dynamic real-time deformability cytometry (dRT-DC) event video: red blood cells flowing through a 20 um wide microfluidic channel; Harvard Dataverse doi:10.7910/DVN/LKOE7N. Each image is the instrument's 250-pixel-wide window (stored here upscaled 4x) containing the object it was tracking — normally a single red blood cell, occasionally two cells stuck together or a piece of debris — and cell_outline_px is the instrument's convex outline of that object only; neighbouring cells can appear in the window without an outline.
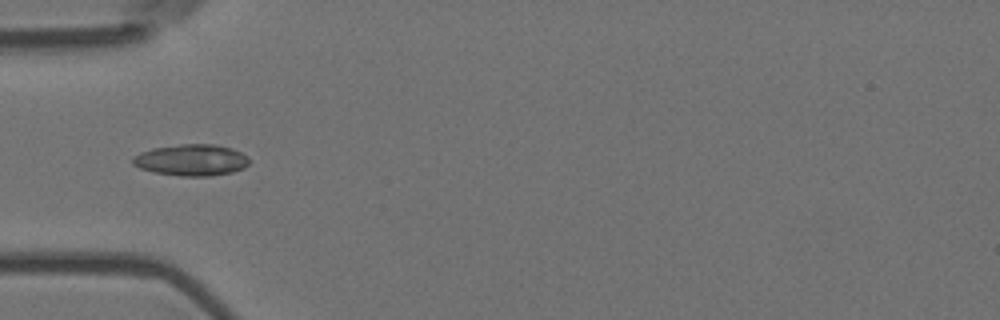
{"species": "Egyptian fruit bat (a non-hibernating species)", "species_latin": "Rousettus aegyptiacus", "temperature_condition": "room temperature", "stored_images_in_passage": 8, "camera_frame_rate_fps": 3000, "um_per_image_px": 0.085, "animal": {"sex": "female"}, "frame": {"image": 1, "passage_image": 4, "time_ms": 1.0, "image_size_px": [1000, 320], "cell_outline_px": [[248, 164], [244, 168], [232, 172], [212, 176], [180, 176], [156, 172], [140, 168], [132, 164], [132, 156], [140, 152], [152, 148], [180, 144], [216, 144], [232, 148], [248, 156]], "centroid_in_image_um": [16.26, 13.59], "position_along_channel_um": 68.7, "area_um2": 21.44}}
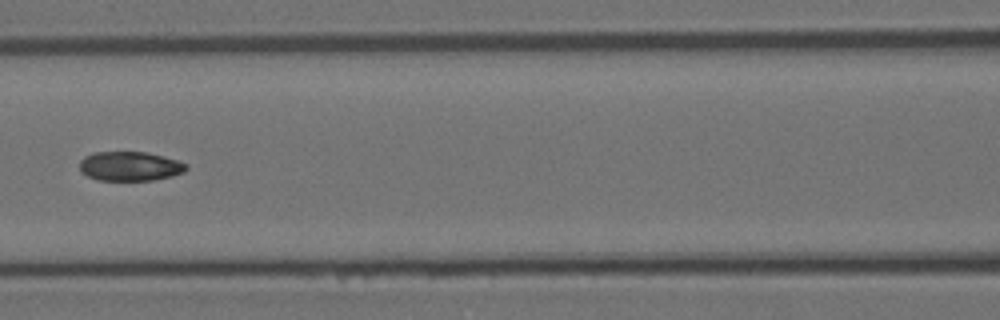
{"frame": {"image": 2, "passage_image": 6, "time_ms": 1.667, "image_size_px": [1000, 320], "cell_outline_px": [[188, 168], [184, 172], [172, 176], [152, 180], [100, 180], [88, 176], [80, 172], [80, 160], [84, 156], [92, 152], [148, 152], [164, 156], [188, 164]], "centroid_in_image_um": [11.04, 14.12], "position_along_channel_um": 155.6, "area_um2": 18.32}}
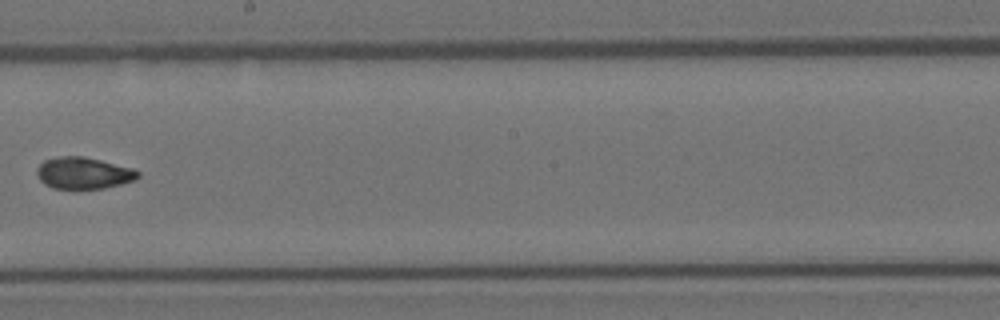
{"frame": {"image": 3, "passage_image": 8, "time_ms": 2.333, "image_size_px": [1000, 320], "cell_outline_px": [[140, 176], [132, 180], [120, 184], [104, 188], [52, 188], [44, 184], [36, 176], [36, 168], [44, 160], [60, 156], [84, 156], [132, 168], [140, 172]], "centroid_in_image_um": [7.06, 14.7], "position_along_channel_um": 241.1, "area_um2": 18.55}}